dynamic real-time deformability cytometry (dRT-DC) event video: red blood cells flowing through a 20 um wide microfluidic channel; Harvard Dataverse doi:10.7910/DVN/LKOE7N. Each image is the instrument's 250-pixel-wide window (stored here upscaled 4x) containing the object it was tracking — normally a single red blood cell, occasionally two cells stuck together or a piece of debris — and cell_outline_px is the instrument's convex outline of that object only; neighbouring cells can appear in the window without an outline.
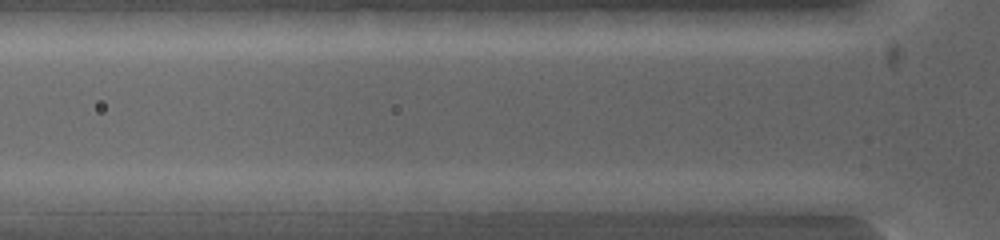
{"species": "common noctule bat (a hibernating species)", "species_latin": "Nyctalus noctula", "temperature_condition": "warm", "stored_images_in_passage": 3, "segment_of_instrument_passage": [3, 3], "camera_frame_rate_fps": 5000, "um_per_image_px": 0.085, "animal": {"sex": "female", "body_mass_g": 19.0, "forearm_length_mm": 53.3}, "frame": {"image": 1, "passage_image": 3, "time_ms": 0.6, "image_size_px": [1000, 240], "cell_outline_px": [[608, 200], [596, 212], [504, 212], [492, 200], [524, 192], [592, 192]], "centroid_in_image_um": [46.87, 17.19], "position_along_channel_um": 78.9, "area_um2": 14.33}}